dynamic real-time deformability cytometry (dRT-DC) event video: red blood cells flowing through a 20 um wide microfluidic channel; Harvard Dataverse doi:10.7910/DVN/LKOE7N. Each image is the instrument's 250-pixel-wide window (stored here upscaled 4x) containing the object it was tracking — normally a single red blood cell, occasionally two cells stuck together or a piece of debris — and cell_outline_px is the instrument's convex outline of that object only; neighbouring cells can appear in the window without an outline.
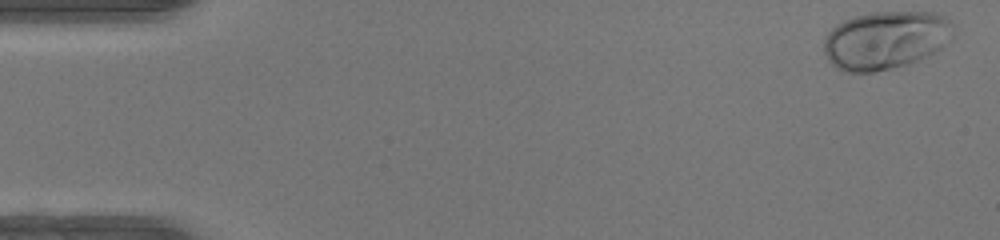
{"species": "human", "species_latin": "Homo sapiens", "temperature_condition": "warm", "stored_images_in_passage": 48, "camera_frame_rate_fps": 3000, "um_per_image_px": 0.085, "donor": {"sex": "female"}, "frame": {"image": 1, "passage_image": 1, "time_ms": 0.0, "image_size_px": [1000, 240], "cell_outline_px": [[956, 24], [952, 40], [940, 48], [908, 64], [872, 72], [840, 72], [828, 60], [824, 52], [824, 40], [828, 32], [836, 24], [844, 20], [856, 16], [872, 12], [932, 12], [944, 16]], "centroid_in_image_um": [75.29, 3.4], "position_along_channel_um": 9.7, "area_um2": 44.1}}
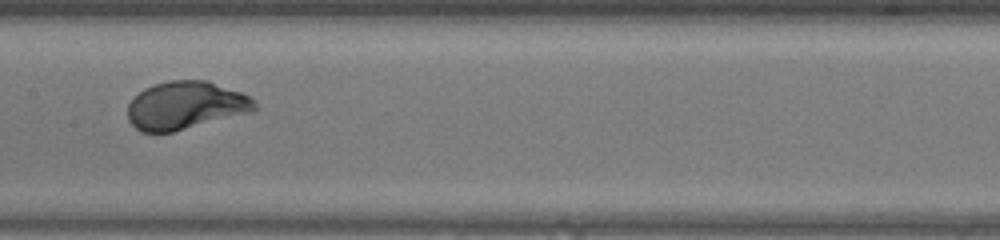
{"frame": {"image": 2, "passage_image": 24, "time_ms": 7.667, "image_size_px": [1000, 240], "cell_outline_px": [[256, 108], [252, 112], [172, 132], [140, 132], [128, 120], [128, 104], [144, 88], [152, 84], [168, 80], [208, 80], [240, 92], [256, 100]], "centroid_in_image_um": [15.77, 8.95], "position_along_channel_um": 191.6, "area_um2": 35.49}}
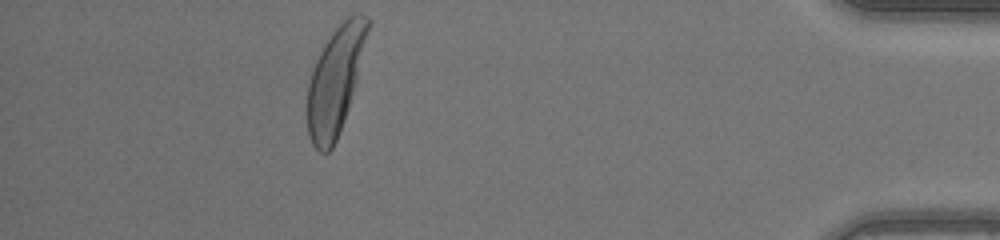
{"frame": {"image": 3, "passage_image": 43, "time_ms": 14.0, "image_size_px": [1000, 240], "cell_outline_px": [[368, 28], [356, 80], [348, 108], [344, 120], [336, 140], [332, 148], [328, 152], [320, 152], [312, 144], [308, 136], [308, 84], [312, 68], [324, 44], [332, 32], [348, 16], [356, 12], [360, 12], [368, 16]], "centroid_in_image_um": [28.47, 6.85], "position_along_channel_um": 406.7, "area_um2": 36.82}, "authors_computed_cell_mechanics": {"area_um2": 35.8071, "velocity_mm_per_s": 4.2491, "shape_relaxation_time_tau1_ms": 1.9471, "shape_relaxation_time_tau2_ms": null, "deformation_change_tau1": 0.1499, "deformation_change_tau2": null}}